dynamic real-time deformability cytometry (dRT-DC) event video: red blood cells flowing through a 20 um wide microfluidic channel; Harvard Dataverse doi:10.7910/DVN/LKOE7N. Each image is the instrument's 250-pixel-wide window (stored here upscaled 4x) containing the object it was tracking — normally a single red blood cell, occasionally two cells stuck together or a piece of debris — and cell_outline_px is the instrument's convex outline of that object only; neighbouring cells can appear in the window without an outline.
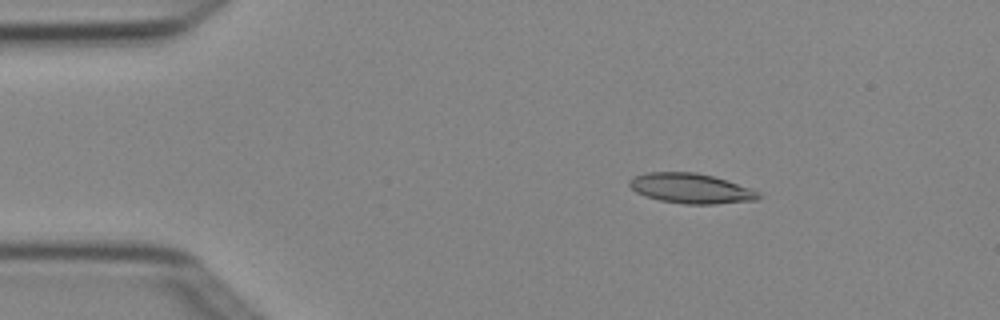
{"species": "Egyptian fruit bat (a non-hibernating species)", "species_latin": "Rousettus aegyptiacus", "temperature_condition": "cold", "stored_images_in_passage": 6, "camera_frame_rate_fps": 3000, "um_per_image_px": 0.085, "animal": {"sex": "female"}, "frame": {"image": 1, "passage_image": 3, "time_ms": 0.667, "image_size_px": [1000, 320], "cell_outline_px": [[764, 196], [756, 200], [716, 204], [684, 204], [660, 200], [644, 196], [636, 192], [628, 184], [628, 180], [632, 176], [644, 172], [696, 172], [728, 180], [752, 188], [760, 192]], "centroid_in_image_um": [58.74, 16.01], "position_along_channel_um": 26.3, "area_um2": 22.95}}
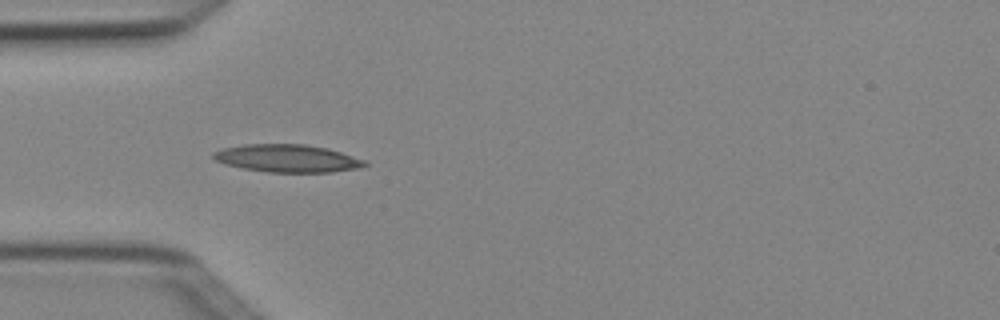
{"frame": {"image": 2, "passage_image": 5, "time_ms": 1.333, "image_size_px": [1000, 320], "cell_outline_px": [[368, 164], [360, 168], [332, 172], [268, 172], [244, 168], [224, 164], [216, 160], [212, 156], [212, 152], [224, 148], [244, 144], [304, 144], [328, 148], [364, 160]], "centroid_in_image_um": [24.42, 13.46], "position_along_channel_um": 60.6, "area_um2": 24.33}}
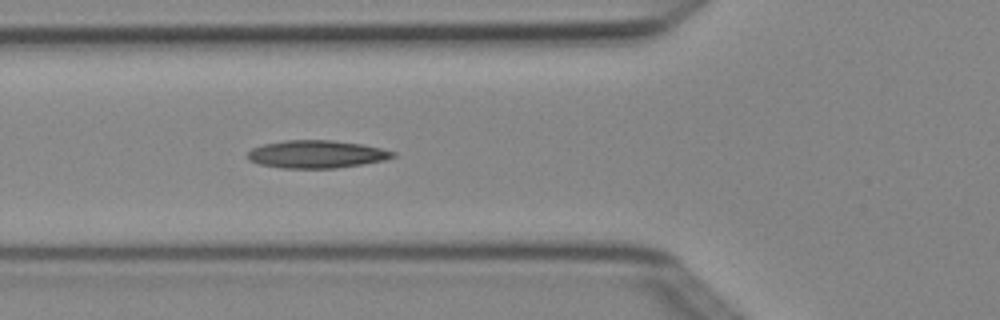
{"frame": {"image": 3, "passage_image": 6, "time_ms": 1.667, "image_size_px": [1000, 320], "cell_outline_px": [[396, 156], [384, 160], [336, 168], [280, 168], [260, 164], [248, 160], [248, 152], [252, 148], [260, 144], [284, 140], [332, 140], [360, 144], [380, 148], [396, 152]], "centroid_in_image_um": [26.86, 13.1], "position_along_channel_um": 98.9, "area_um2": 23.47}}